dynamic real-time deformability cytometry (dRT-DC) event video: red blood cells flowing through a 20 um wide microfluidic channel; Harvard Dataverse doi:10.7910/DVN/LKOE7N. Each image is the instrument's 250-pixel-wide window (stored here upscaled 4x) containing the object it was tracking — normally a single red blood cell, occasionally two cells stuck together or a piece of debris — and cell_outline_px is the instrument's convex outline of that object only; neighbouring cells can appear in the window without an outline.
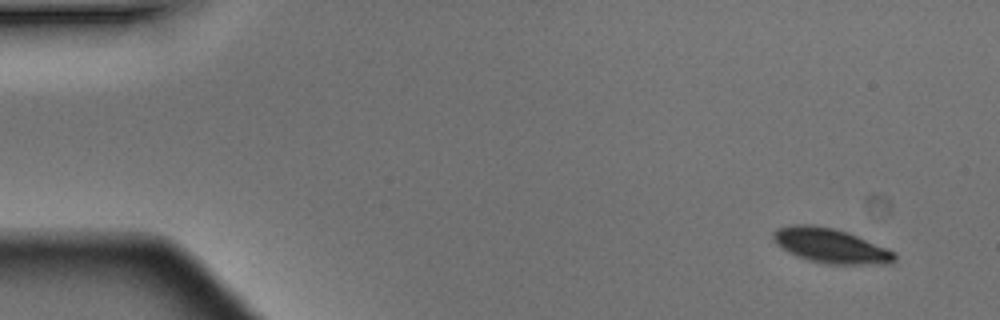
{"species": "Egyptian fruit bat (a non-hibernating species)", "species_latin": "Rousettus aegyptiacus", "temperature_condition": "warm", "stored_images_in_passage": 5, "segment_of_instrument_passage": [1, 2], "camera_frame_rate_fps": 3000, "um_per_image_px": 0.085, "animal": {"sex": "male"}, "frame": {"image": 1, "passage_image": 1, "time_ms": 0.0, "image_size_px": [1000, 320], "cell_outline_px": [[896, 260], [892, 264], [824, 264], [808, 260], [796, 256], [788, 252], [776, 244], [772, 236], [772, 232], [776, 228], [796, 224], [812, 224], [832, 228], [848, 232], [888, 248], [896, 252]], "centroid_in_image_um": [70.62, 20.89], "position_along_channel_um": 14.4, "area_um2": 24.8}}